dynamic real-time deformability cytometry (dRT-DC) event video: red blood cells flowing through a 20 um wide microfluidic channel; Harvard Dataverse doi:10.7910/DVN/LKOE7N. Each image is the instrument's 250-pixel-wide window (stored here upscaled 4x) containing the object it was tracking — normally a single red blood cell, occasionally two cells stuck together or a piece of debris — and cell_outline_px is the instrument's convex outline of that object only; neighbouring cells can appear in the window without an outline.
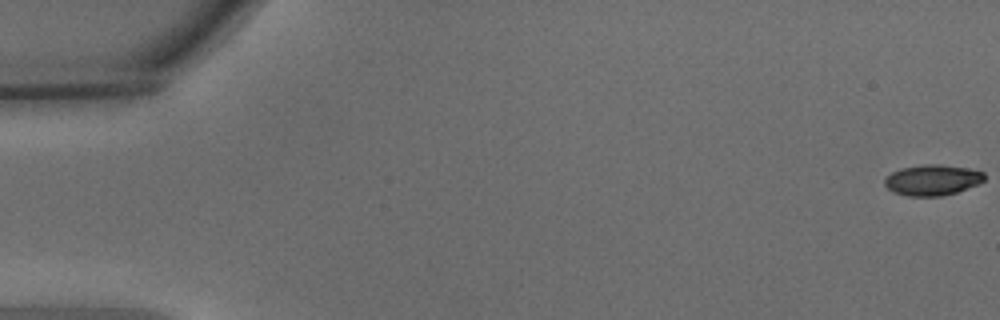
{"species": "common noctule bat (a hibernating species)", "species_latin": "Nyctalus noctula", "temperature_condition": "warm", "stored_images_in_passage": 58, "camera_frame_rate_fps": 3000, "um_per_image_px": 0.085, "animal": {"sex": "male", "body_mass_g": 15.6}, "frame": {"image": 1, "passage_image": 1, "time_ms": 0.0, "image_size_px": [1000, 320], "cell_outline_px": [[984, 180], [980, 184], [956, 192], [940, 196], [908, 196], [896, 192], [888, 188], [884, 184], [884, 180], [892, 172], [900, 168], [924, 164], [940, 164], [968, 168], [984, 172]], "centroid_in_image_um": [79.28, 15.29], "position_along_channel_um": 5.7, "area_um2": 17.8}}
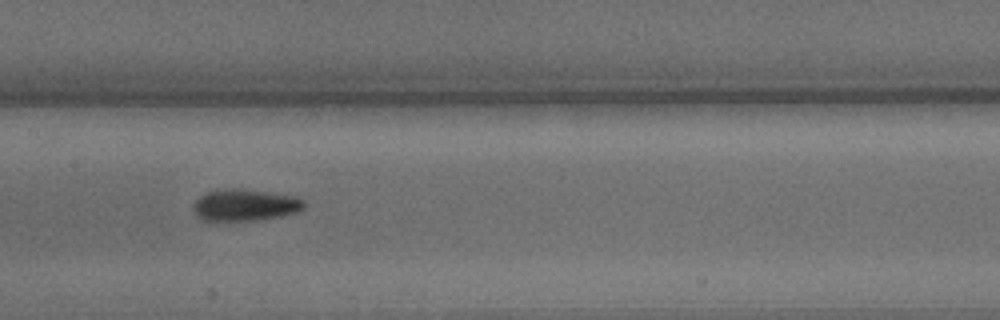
{"frame": {"image": 2, "passage_image": 29, "time_ms": 9.333, "image_size_px": [1000, 320], "cell_outline_px": [[304, 208], [296, 212], [280, 216], [256, 220], [204, 220], [196, 216], [192, 208], [192, 204], [200, 196], [208, 192], [228, 188], [232, 188], [296, 196], [304, 200]], "centroid_in_image_um": [20.8, 17.43], "position_along_channel_um": 186.6, "area_um2": 20.17}}
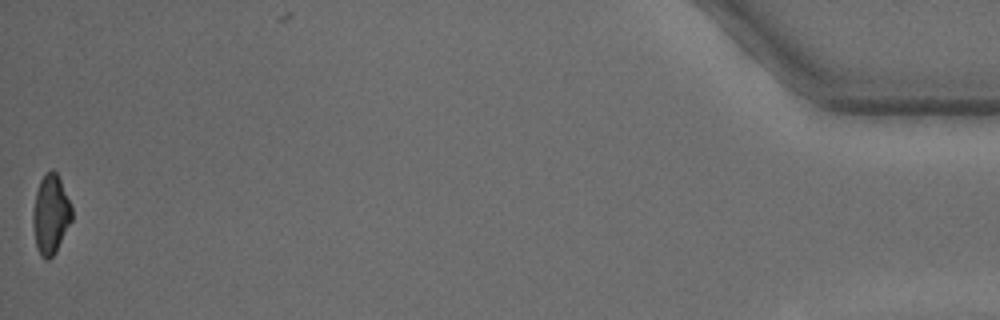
{"frame": {"image": 3, "passage_image": 57, "time_ms": 18.667, "image_size_px": [1000, 320], "cell_outline_px": [[72, 220], [56, 252], [48, 260], [44, 260], [40, 256], [36, 248], [32, 224], [32, 212], [36, 192], [40, 180], [52, 168], [56, 172], [60, 180], [72, 208]], "centroid_in_image_um": [4.29, 18.28], "position_along_channel_um": 430.9, "area_um2": 18.03}, "authors_computed_cell_mechanics": {"area_um2": 19.0162, "velocity_mm_per_s": 3.6341, "shape_relaxation_time_tau1_ms": 3.6438, "shape_relaxation_time_tau2_ms": 3.7336, "deformation_change_tau1": 0.1299, "deformation_change_tau2": 0.0971}}